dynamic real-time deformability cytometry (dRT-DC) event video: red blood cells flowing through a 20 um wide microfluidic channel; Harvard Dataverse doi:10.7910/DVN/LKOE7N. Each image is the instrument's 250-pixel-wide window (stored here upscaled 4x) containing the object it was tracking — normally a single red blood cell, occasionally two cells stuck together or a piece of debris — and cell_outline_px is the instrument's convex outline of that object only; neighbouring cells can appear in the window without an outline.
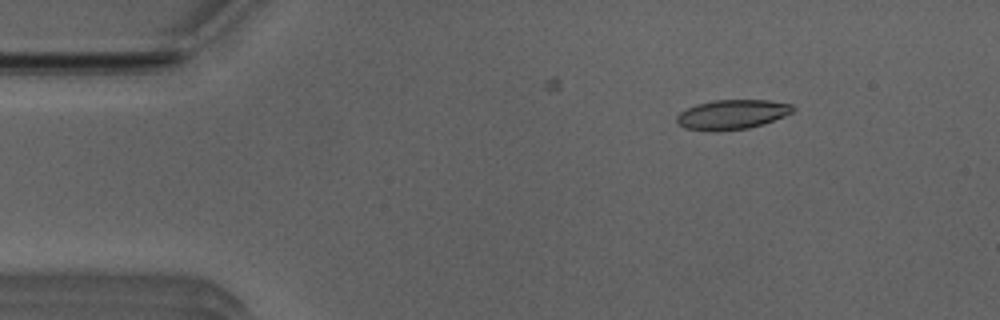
{"species": "Egyptian fruit bat (a non-hibernating species)", "species_latin": "Rousettus aegyptiacus", "temperature_condition": "room temperature", "stored_images_in_passage": 9, "camera_frame_rate_fps": 3000, "um_per_image_px": 0.085, "animal": {"sex": "male"}, "frame": {"image": 1, "passage_image": 1, "time_ms": 0.0, "image_size_px": [1000, 320], "cell_outline_px": [[796, 108], [792, 112], [784, 116], [748, 128], [684, 128], [676, 120], [676, 116], [680, 112], [696, 104], [712, 100], [768, 100], [792, 104]], "centroid_in_image_um": [62.27, 9.67], "position_along_channel_um": 22.7, "area_um2": 19.07}}